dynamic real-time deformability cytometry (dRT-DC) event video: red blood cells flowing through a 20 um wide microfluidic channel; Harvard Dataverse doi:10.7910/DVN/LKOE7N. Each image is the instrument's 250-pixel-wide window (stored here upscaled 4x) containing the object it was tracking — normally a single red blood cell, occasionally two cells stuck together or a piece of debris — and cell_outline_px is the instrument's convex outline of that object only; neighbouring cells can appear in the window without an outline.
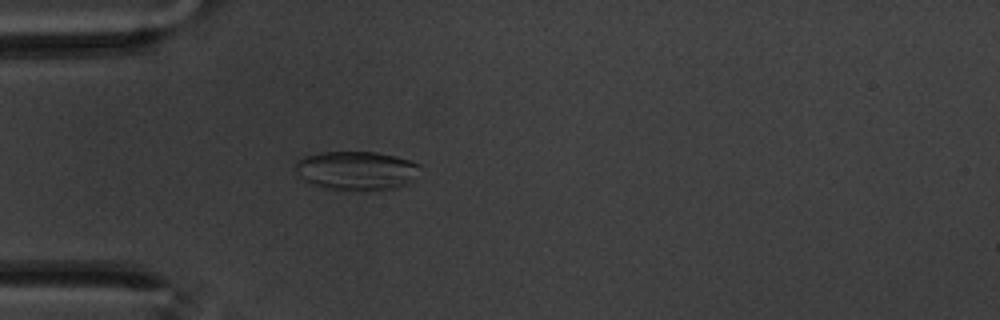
{"species": "common noctule bat (a hibernating species)", "species_latin": "Nyctalus noctula", "temperature_condition": "warm", "stored_images_in_passage": 58, "camera_frame_rate_fps": 3000, "um_per_image_px": 0.085, "animal": {"sex": "male", "body_mass_g": 20.1, "forearm_length_mm": 53.5}, "frame": {"image": 1, "passage_image": 16, "time_ms": 5.0, "image_size_px": [1000, 320], "cell_outline_px": [[420, 164], [412, 180], [408, 184], [396, 188], [324, 188], [312, 184], [304, 180], [300, 176], [296, 168], [296, 160], [304, 156], [320, 152], [376, 152], [396, 156]], "centroid_in_image_um": [30.27, 14.46], "position_along_channel_um": 54.7, "area_um2": 27.46}}
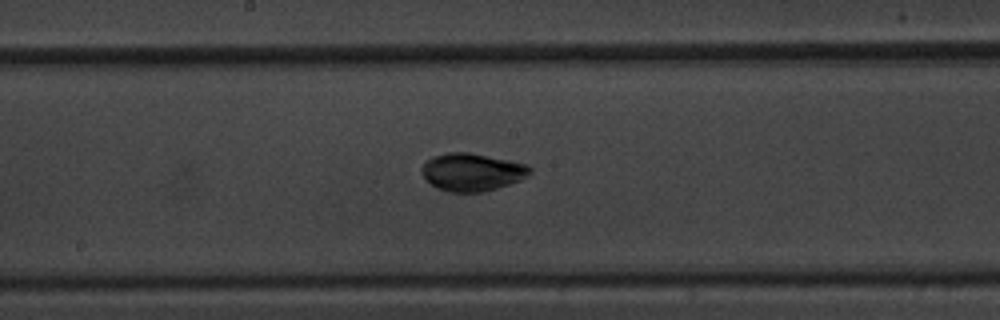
{"frame": {"image": 2, "passage_image": 30, "time_ms": 9.667, "image_size_px": [1000, 320], "cell_outline_px": [[532, 172], [528, 176], [520, 180], [484, 192], [448, 192], [436, 188], [420, 172], [420, 168], [424, 160], [432, 156], [448, 152], [468, 152], [528, 164], [532, 168]], "centroid_in_image_um": [40.1, 14.62], "position_along_channel_um": 208.1, "area_um2": 23.99}}
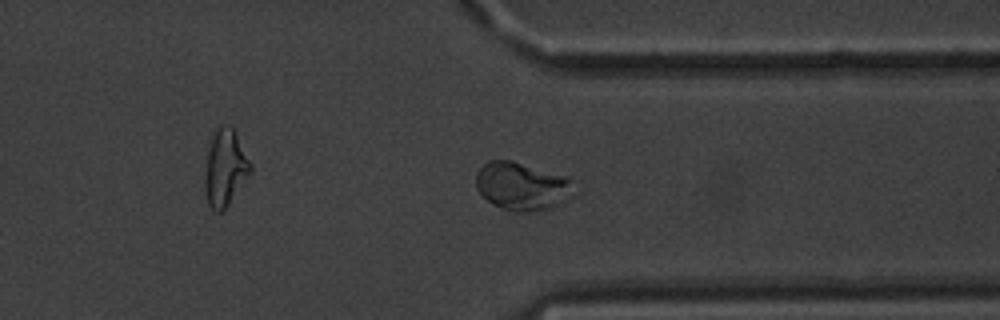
{"frame": {"image": 3, "passage_image": 44, "time_ms": 14.333, "image_size_px": [1000, 320], "cell_outline_px": [[580, 192], [576, 196], [552, 208], [524, 212], [512, 212], [500, 208], [492, 204], [476, 188], [476, 172], [488, 160], [512, 160], [580, 180]], "centroid_in_image_um": [44.53, 15.83], "position_along_channel_um": 366.9, "area_um2": 28.61}, "authors_computed_cell_mechanics": {"area_um2": 28.4376, "velocity_mm_per_s": 3.4315, "shape_relaxation_time_tau1_ms": 4.4287, "shape_relaxation_time_tau2_ms": null, "deformation_change_tau1": 0.1324, "deformation_change_tau2": null}}